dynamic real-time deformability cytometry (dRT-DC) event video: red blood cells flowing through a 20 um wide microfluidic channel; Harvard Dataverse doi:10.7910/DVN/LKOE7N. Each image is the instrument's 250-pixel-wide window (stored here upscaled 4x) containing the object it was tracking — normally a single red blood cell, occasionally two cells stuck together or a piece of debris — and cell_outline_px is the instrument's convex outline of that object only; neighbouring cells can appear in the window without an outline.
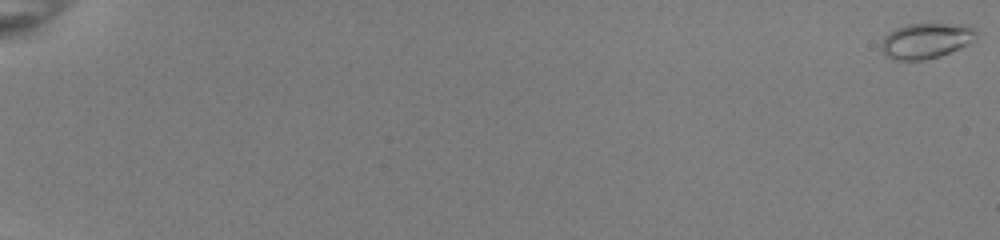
{"species": "common noctule bat (a hibernating species)", "species_latin": "Nyctalus noctula", "temperature_condition": "room temperature", "stored_images_in_passage": 55, "camera_frame_rate_fps": 3000, "um_per_image_px": 0.085, "animal": {"sex": "female", "body_mass_g": 22.0, "forearm_length_mm": 56.7}, "frame": {"image": 1, "passage_image": 1, "time_ms": 0.0, "image_size_px": [1000, 240], "cell_outline_px": [[984, 32], [976, 40], [960, 48], [940, 56], [924, 60], [896, 60], [884, 56], [880, 48], [880, 44], [884, 36], [888, 32], [896, 28], [908, 24], [932, 20], [964, 24], [976, 28]], "centroid_in_image_um": [78.8, 3.4], "position_along_channel_um": 6.2, "area_um2": 21.04}}
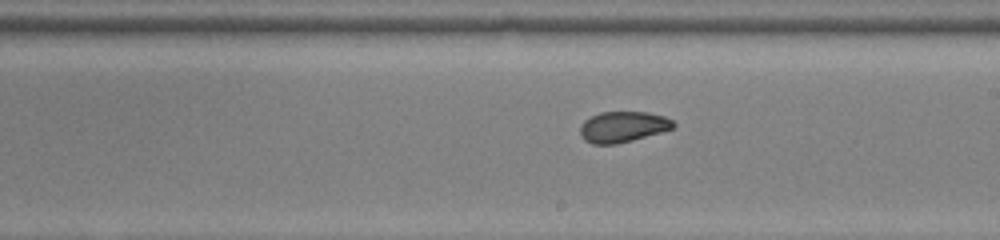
{"frame": {"image": 2, "passage_image": 35, "time_ms": 11.333, "image_size_px": [1000, 240], "cell_outline_px": [[676, 124], [672, 128], [660, 132], [632, 140], [616, 144], [592, 144], [584, 140], [580, 136], [580, 124], [584, 120], [600, 112], [648, 112], [664, 116], [672, 120]], "centroid_in_image_um": [52.9, 10.78], "position_along_channel_um": 236.1, "area_um2": 16.7}}
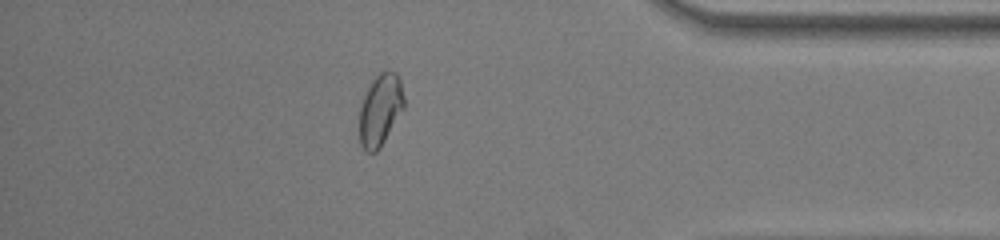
{"frame": {"image": 3, "passage_image": 49, "time_ms": 16.0, "image_size_px": [1000, 240], "cell_outline_px": [[404, 108], [380, 148], [376, 152], [368, 152], [360, 144], [360, 108], [364, 96], [372, 80], [384, 68], [396, 72], [400, 80], [404, 100]], "centroid_in_image_um": [32.33, 9.31], "position_along_channel_um": 402.9, "area_um2": 18.55}, "authors_computed_cell_mechanics": {"area_um2": 17.9758, "velocity_mm_per_s": 4.0146, "shape_relaxation_time_tau1_ms": 5.9641, "shape_relaxation_time_tau2_ms": 1.1037, "deformation_change_tau1": 0.1356, "deformation_change_tau2": 0.0463}}